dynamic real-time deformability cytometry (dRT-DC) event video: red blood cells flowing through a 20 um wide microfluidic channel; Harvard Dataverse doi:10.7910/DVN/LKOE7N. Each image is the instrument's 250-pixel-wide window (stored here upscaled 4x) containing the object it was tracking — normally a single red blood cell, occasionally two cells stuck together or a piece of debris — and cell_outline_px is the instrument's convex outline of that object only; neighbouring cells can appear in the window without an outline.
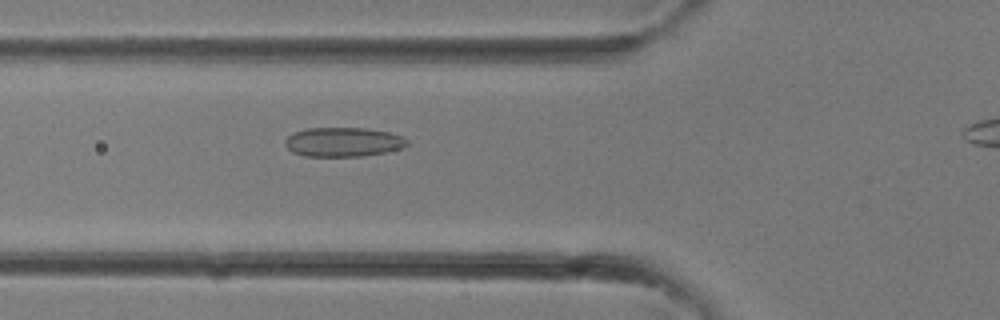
{"species": "common noctule bat (a hibernating species)", "species_latin": "Nyctalus noctula", "temperature_condition": "room temperature", "stored_images_in_passage": 22, "camera_frame_rate_fps": 3000, "um_per_image_px": 0.085, "animal": {"sex": "female"}, "frame": {"image": 1, "passage_image": 5, "time_ms": 1.333, "image_size_px": [1000, 320], "cell_outline_px": [[408, 144], [400, 148], [384, 152], [364, 156], [304, 156], [292, 152], [284, 144], [284, 140], [292, 132], [308, 128], [368, 128], [388, 132], [404, 136], [408, 140]], "centroid_in_image_um": [29.15, 12.06], "position_along_channel_um": 96.6, "area_um2": 20.92}}
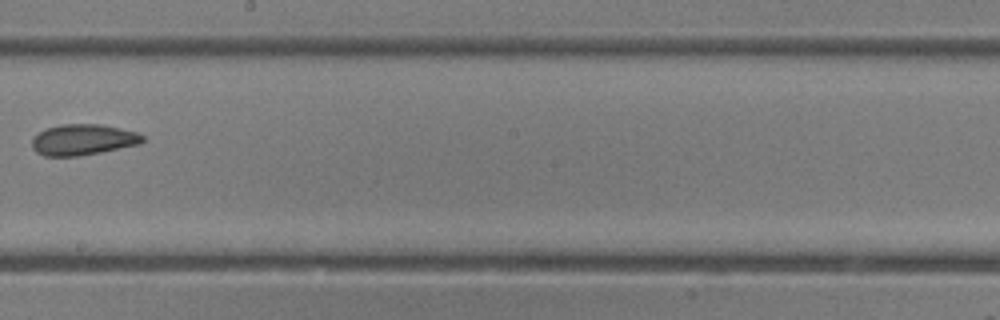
{"frame": {"image": 2, "passage_image": 12, "time_ms": 3.667, "image_size_px": [1000, 320], "cell_outline_px": [[144, 140], [140, 144], [80, 156], [44, 156], [36, 152], [32, 148], [32, 136], [48, 128], [60, 124], [100, 124], [120, 128], [136, 132], [144, 136]], "centroid_in_image_um": [7.04, 11.87], "position_along_channel_um": 241.2, "area_um2": 19.94}}
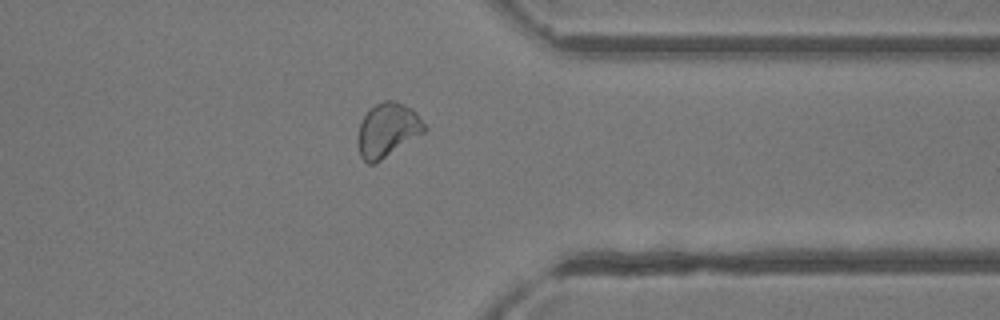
{"frame": {"image": 3, "passage_image": 19, "time_ms": 6.0, "image_size_px": [1000, 320], "cell_outline_px": [[428, 128], [424, 132], [376, 164], [368, 164], [360, 156], [356, 144], [356, 140], [360, 124], [364, 116], [376, 104], [384, 100], [392, 100], [404, 104], [412, 108], [416, 112]], "centroid_in_image_um": [32.93, 11.08], "position_along_channel_um": 378.5, "area_um2": 21.1}}